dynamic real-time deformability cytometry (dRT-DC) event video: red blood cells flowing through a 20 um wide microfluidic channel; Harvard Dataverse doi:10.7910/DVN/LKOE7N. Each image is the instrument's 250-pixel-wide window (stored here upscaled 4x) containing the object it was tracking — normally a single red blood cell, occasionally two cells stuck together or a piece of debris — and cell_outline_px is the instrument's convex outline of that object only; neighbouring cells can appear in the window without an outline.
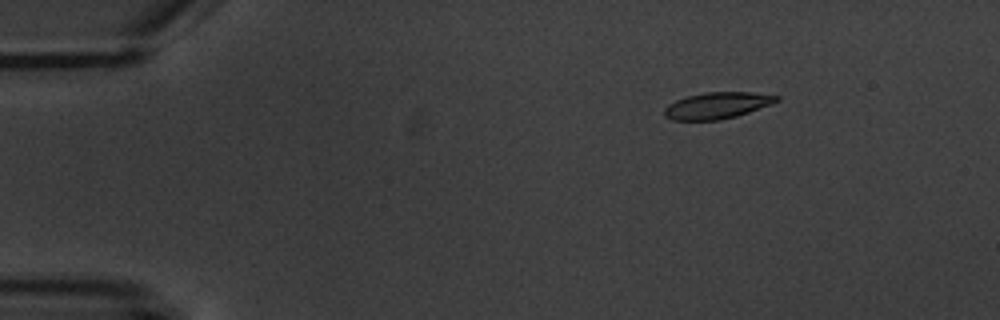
{"species": "common noctule bat (a hibernating species)", "species_latin": "Nyctalus noctula", "temperature_condition": "warm", "stored_images_in_passage": 5, "camera_frame_rate_fps": 3000, "um_per_image_px": 0.085, "animal": {"sex": "male", "body_mass_g": 20.1, "forearm_length_mm": 53.5}, "frame": {"image": 1, "passage_image": 3, "time_ms": 2.333, "image_size_px": [1000, 320], "cell_outline_px": [[780, 100], [748, 112], [736, 116], [720, 120], [672, 120], [664, 116], [664, 108], [668, 104], [676, 100], [688, 96], [704, 92], [748, 92], [780, 96]], "centroid_in_image_um": [60.91, 8.97], "position_along_channel_um": 24.1, "area_um2": 17.17}}
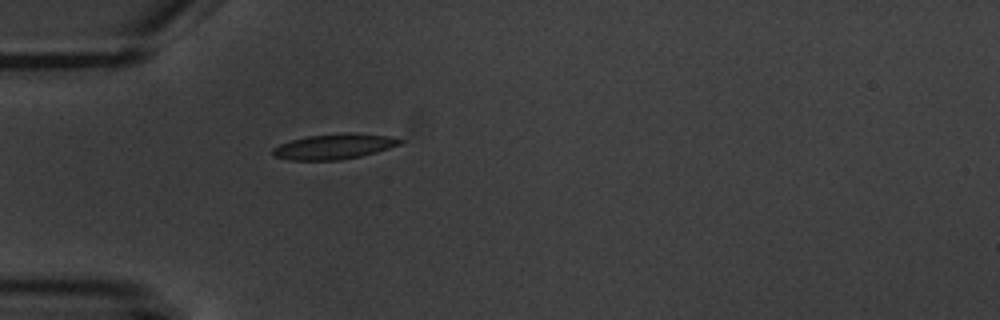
{"frame": {"image": 2, "passage_image": 5, "time_ms": 5.333, "image_size_px": [1000, 320], "cell_outline_px": [[404, 140], [400, 144], [376, 152], [360, 156], [340, 160], [288, 160], [276, 156], [272, 152], [272, 148], [280, 144], [292, 140], [308, 136], [344, 132], [352, 132], [388, 136]], "centroid_in_image_um": [28.4, 12.44], "position_along_channel_um": 56.6, "area_um2": 18.67}}